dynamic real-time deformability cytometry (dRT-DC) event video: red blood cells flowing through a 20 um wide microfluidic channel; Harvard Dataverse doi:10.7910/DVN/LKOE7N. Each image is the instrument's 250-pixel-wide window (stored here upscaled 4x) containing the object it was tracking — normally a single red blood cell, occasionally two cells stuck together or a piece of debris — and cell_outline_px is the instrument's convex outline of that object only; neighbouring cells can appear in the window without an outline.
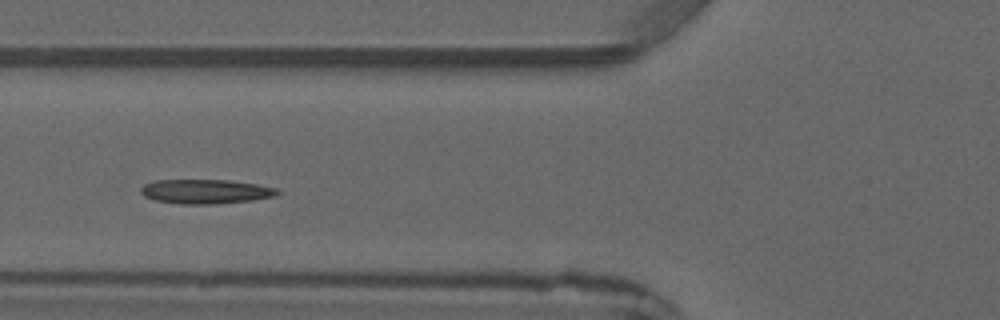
{"species": "common noctule bat (a hibernating species)", "species_latin": "Nyctalus noctula", "temperature_condition": "warm", "stored_images_in_passage": 4, "camera_frame_rate_fps": 3000, "um_per_image_px": 0.085, "animal": {"sex": "male", "forearm_length_mm": 52.5}, "frame": {"image": 1, "passage_image": 4, "time_ms": 3.333, "image_size_px": [1000, 320], "cell_outline_px": [[280, 192], [276, 196], [252, 200], [208, 204], [180, 204], [156, 200], [144, 196], [140, 192], [140, 188], [144, 184], [156, 180], [232, 180], [256, 184], [276, 188]], "centroid_in_image_um": [17.47, 16.27], "position_along_channel_um": 108.3, "area_um2": 19.31}}